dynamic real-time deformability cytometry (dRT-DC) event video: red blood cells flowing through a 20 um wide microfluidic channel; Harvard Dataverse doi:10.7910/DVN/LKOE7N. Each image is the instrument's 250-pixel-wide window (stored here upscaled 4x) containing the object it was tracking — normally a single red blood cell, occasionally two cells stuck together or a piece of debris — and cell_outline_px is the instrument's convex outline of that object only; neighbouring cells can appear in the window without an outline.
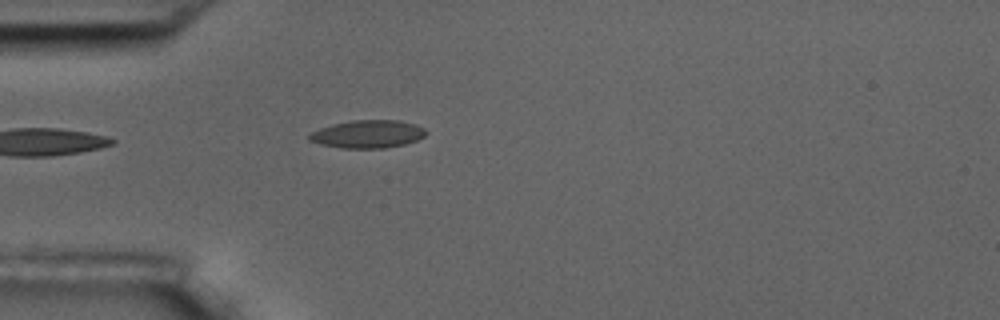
{"species": "common noctule bat (a hibernating species)", "species_latin": "Nyctalus noctula", "temperature_condition": "room temperature", "stored_images_in_passage": 1, "camera_frame_rate_fps": 3000, "um_per_image_px": 0.085, "animal": {"sex": "male", "body_mass_g": 17.5, "forearm_length_mm": 52.3}, "frame": {"image": 1, "passage_image": 1, "time_ms": 0.0, "image_size_px": [1000, 320], "cell_outline_px": [[424, 136], [416, 140], [404, 144], [384, 148], [340, 148], [320, 144], [308, 140], [308, 136], [312, 132], [320, 128], [332, 124], [352, 120], [400, 120], [424, 128]], "centroid_in_image_um": [31.21, 11.4], "position_along_channel_um": 53.8, "area_um2": 18.79}}